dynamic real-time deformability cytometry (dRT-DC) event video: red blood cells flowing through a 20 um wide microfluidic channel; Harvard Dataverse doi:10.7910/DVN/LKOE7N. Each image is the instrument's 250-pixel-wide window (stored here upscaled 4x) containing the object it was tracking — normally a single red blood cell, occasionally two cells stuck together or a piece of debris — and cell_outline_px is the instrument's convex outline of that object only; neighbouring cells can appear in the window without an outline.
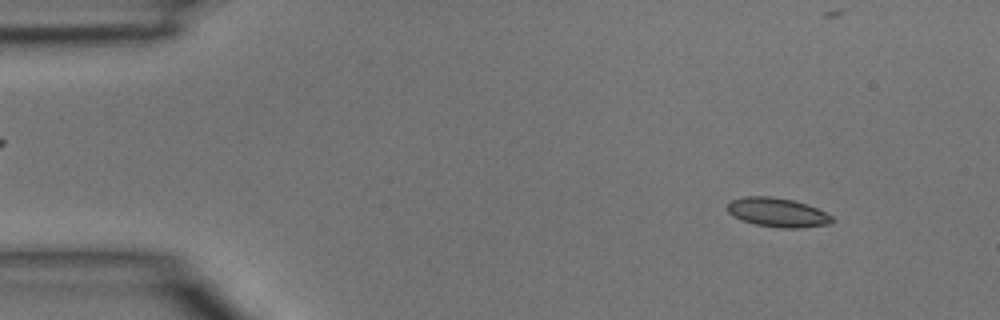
{"species": "common noctule bat (a hibernating species)", "species_latin": "Nyctalus noctula", "temperature_condition": "room temperature", "stored_images_in_passage": 48, "camera_frame_rate_fps": 3000, "um_per_image_px": 0.085, "animal": {"sex": "male", "body_mass_g": 15.6}, "frame": {"image": 1, "passage_image": 5, "time_ms": 1.333, "image_size_px": [1000, 320], "cell_outline_px": [[836, 220], [832, 224], [800, 228], [784, 228], [756, 224], [732, 216], [728, 212], [728, 204], [732, 200], [744, 196], [772, 196], [792, 200], [808, 204], [832, 216]], "centroid_in_image_um": [66.13, 18.05], "position_along_channel_um": 18.9, "area_um2": 17.74}}
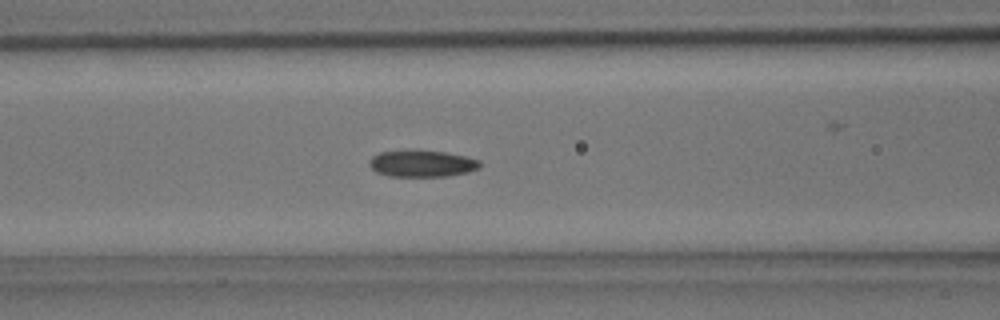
{"frame": {"image": 2, "passage_image": 19, "time_ms": 6.0, "image_size_px": [1000, 320], "cell_outline_px": [[480, 168], [468, 172], [448, 176], [388, 176], [376, 172], [368, 164], [368, 160], [372, 156], [380, 152], [408, 148], [416, 148], [444, 152], [464, 156], [480, 160]], "centroid_in_image_um": [35.82, 13.87], "position_along_channel_um": 130.8, "area_um2": 17.74}}
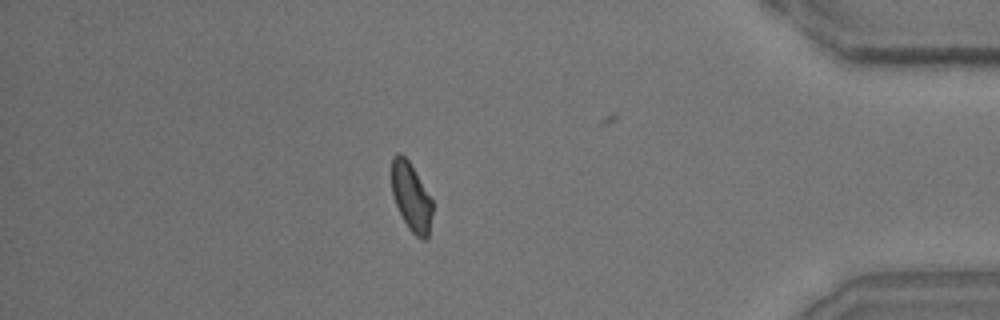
{"frame": {"image": 3, "passage_image": 41, "time_ms": 13.333, "image_size_px": [1000, 320], "cell_outline_px": [[432, 212], [428, 236], [424, 240], [420, 240], [408, 228], [396, 204], [392, 192], [392, 156], [396, 152], [400, 152], [408, 160], [432, 200]], "centroid_in_image_um": [34.94, 16.74], "position_along_channel_um": 400.3, "area_um2": 15.95}}